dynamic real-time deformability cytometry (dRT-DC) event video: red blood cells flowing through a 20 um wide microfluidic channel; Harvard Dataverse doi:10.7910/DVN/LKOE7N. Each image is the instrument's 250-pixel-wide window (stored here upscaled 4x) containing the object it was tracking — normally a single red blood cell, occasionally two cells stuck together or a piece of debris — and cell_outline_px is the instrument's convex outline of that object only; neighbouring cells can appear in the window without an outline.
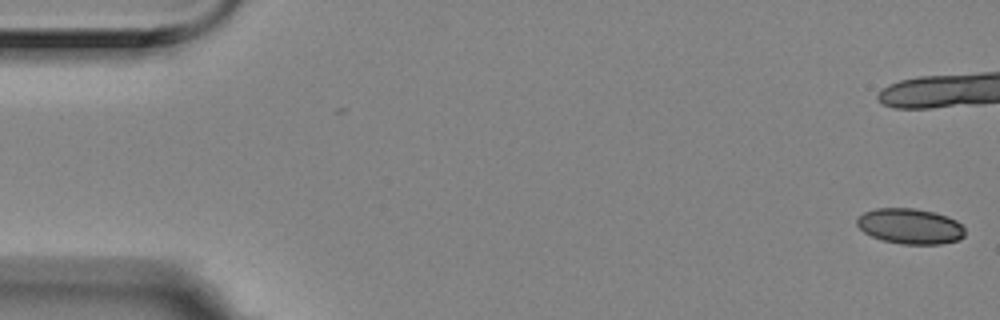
{"species": "Egyptian fruit bat (a non-hibernating species)", "species_latin": "Rousettus aegyptiacus", "temperature_condition": "room temperature", "stored_images_in_passage": 8, "camera_frame_rate_fps": 3000, "um_per_image_px": 0.085, "animal": {"sex": "female"}, "frame": {"image": 1, "passage_image": 1, "time_ms": 0.0, "image_size_px": [1000, 320], "cell_outline_px": [[964, 236], [960, 240], [940, 244], [900, 244], [884, 240], [872, 236], [864, 232], [856, 224], [856, 220], [864, 212], [876, 208], [912, 208], [932, 212], [948, 216], [956, 220], [964, 228]], "centroid_in_image_um": [77.37, 19.23], "position_along_channel_um": 7.6, "area_um2": 22.25}}
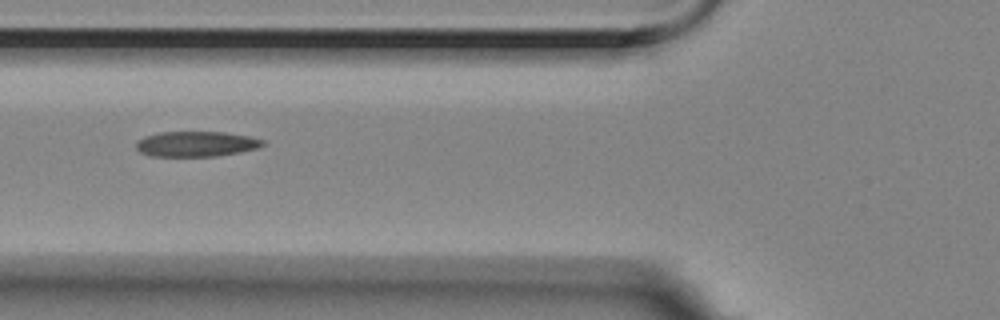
{"frame": {"image": 2, "passage_image": 8, "time_ms": 2.333, "image_size_px": [1000, 320], "cell_outline_px": [[264, 144], [260, 148], [240, 152], [216, 156], [148, 156], [140, 152], [136, 148], [136, 144], [144, 136], [160, 132], [224, 132], [252, 136], [264, 140]], "centroid_in_image_um": [16.71, 12.23], "position_along_channel_um": 109.1, "area_um2": 18.79}}